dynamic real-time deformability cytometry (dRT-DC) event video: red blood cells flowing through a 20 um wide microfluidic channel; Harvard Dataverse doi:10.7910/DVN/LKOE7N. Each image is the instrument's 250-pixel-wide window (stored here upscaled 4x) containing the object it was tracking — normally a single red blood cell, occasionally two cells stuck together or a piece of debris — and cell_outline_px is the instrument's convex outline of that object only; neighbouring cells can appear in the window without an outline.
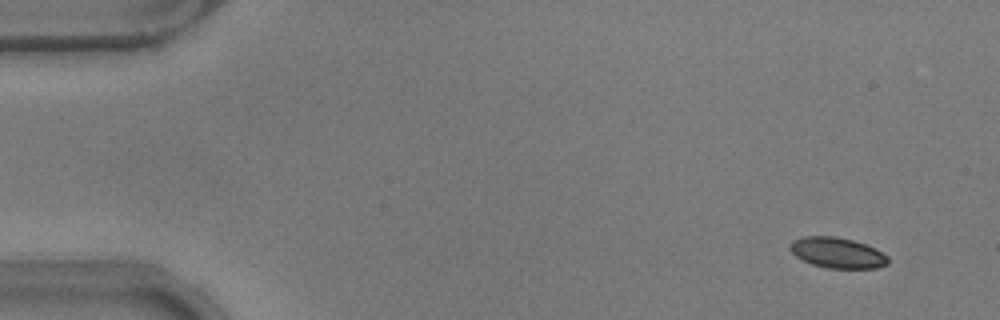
{"species": "common noctule bat (a hibernating species)", "species_latin": "Nyctalus noctula", "temperature_condition": "warm", "stored_images_in_passage": 49, "camera_frame_rate_fps": 3000, "um_per_image_px": 0.085, "animal": {"sex": "male", "body_mass_g": 17.9}, "frame": {"image": 1, "passage_image": 4, "time_ms": 1.0, "image_size_px": [1000, 320], "cell_outline_px": [[888, 264], [876, 268], [828, 268], [812, 264], [796, 256], [788, 248], [788, 244], [792, 240], [804, 236], [836, 236], [852, 240], [876, 248], [888, 256]], "centroid_in_image_um": [71.16, 21.47], "position_along_channel_um": 13.8, "area_um2": 17.51}}
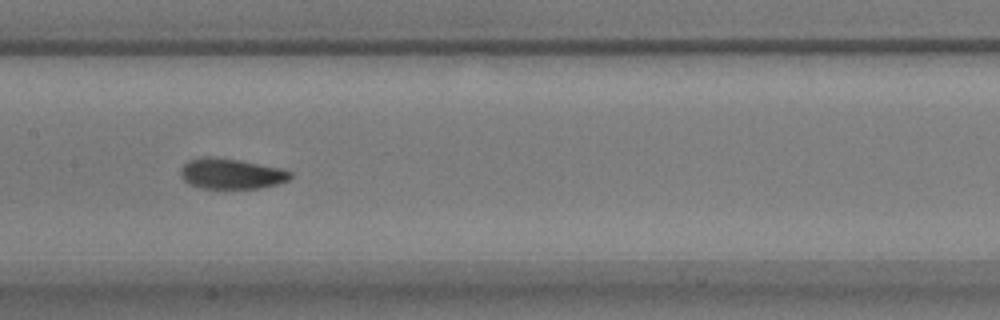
{"frame": {"image": 2, "passage_image": 27, "time_ms": 8.667, "image_size_px": [1000, 320], "cell_outline_px": [[292, 176], [288, 180], [276, 184], [260, 188], [200, 188], [188, 184], [180, 176], [180, 168], [188, 160], [208, 156], [240, 160], [280, 168], [292, 172]], "centroid_in_image_um": [19.62, 14.76], "position_along_channel_um": 187.8, "area_um2": 19.48}}
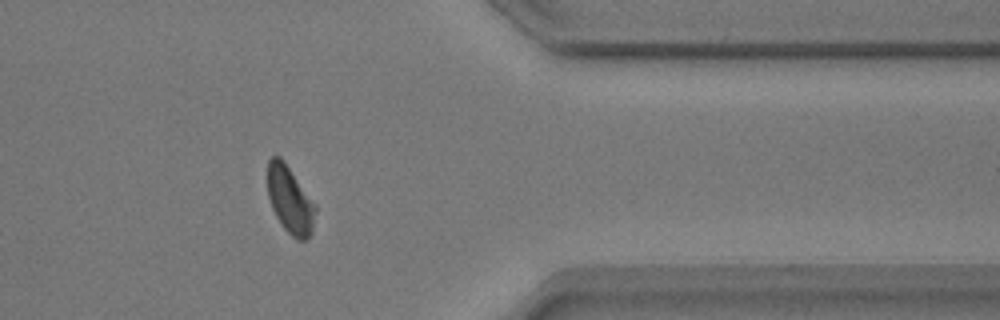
{"frame": {"image": 3, "passage_image": 44, "time_ms": 14.333, "image_size_px": [1000, 320], "cell_outline_px": [[316, 212], [312, 232], [304, 240], [296, 240], [280, 224], [272, 208], [268, 196], [268, 160], [272, 156], [280, 156], [284, 160], [316, 204]], "centroid_in_image_um": [24.66, 16.99], "position_along_channel_um": 386.7, "area_um2": 18.84}, "authors_computed_cell_mechanics": {"area_um2": 18.9584, "velocity_mm_per_s": 3.7846, "shape_relaxation_time_tau1_ms": 6.302, "shape_relaxation_time_tau2_ms": 2.4715, "deformation_change_tau1": 0.2024, "deformation_change_tau2": 0.076}}